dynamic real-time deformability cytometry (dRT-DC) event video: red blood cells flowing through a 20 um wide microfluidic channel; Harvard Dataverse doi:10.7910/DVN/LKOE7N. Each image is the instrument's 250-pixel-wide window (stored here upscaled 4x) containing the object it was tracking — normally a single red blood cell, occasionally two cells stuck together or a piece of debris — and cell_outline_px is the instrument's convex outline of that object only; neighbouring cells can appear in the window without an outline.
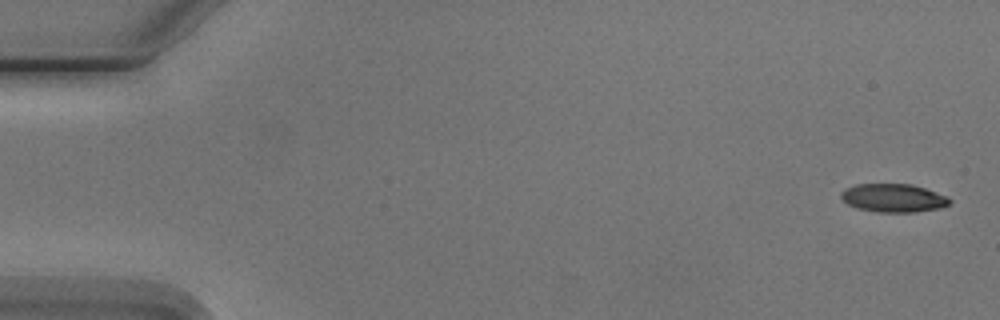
{"species": "Egyptian fruit bat (a non-hibernating species)", "species_latin": "Rousettus aegyptiacus", "temperature_condition": "cold", "stored_images_in_passage": 5, "camera_frame_rate_fps": 3000, "um_per_image_px": 0.085, "animal": {"sex": "male"}, "frame": {"image": 1, "passage_image": 1, "time_ms": 0.0, "image_size_px": [1000, 320], "cell_outline_px": [[952, 200], [948, 204], [940, 208], [916, 212], [876, 212], [856, 208], [848, 204], [840, 196], [840, 192], [844, 188], [856, 184], [912, 184], [948, 196]], "centroid_in_image_um": [75.92, 16.82], "position_along_channel_um": 9.1, "area_um2": 18.03}}
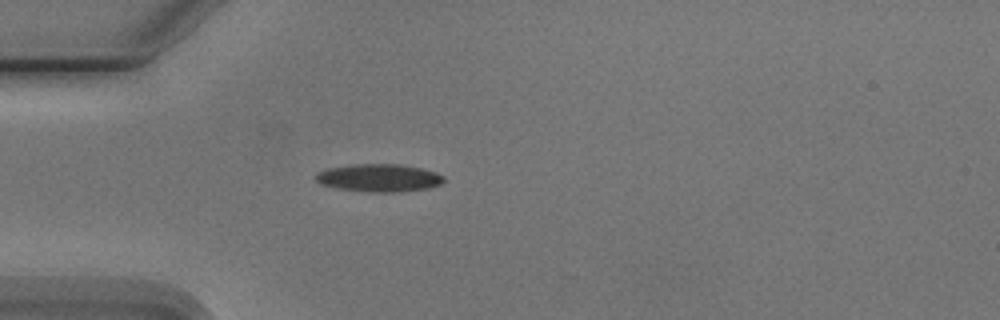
{"frame": {"image": 2, "passage_image": 5, "time_ms": 4.667, "image_size_px": [1000, 320], "cell_outline_px": [[444, 180], [440, 184], [428, 188], [392, 192], [368, 192], [336, 188], [320, 184], [316, 180], [316, 172], [328, 168], [352, 164], [400, 164], [424, 168], [436, 172], [444, 176]], "centroid_in_image_um": [32.21, 15.11], "position_along_channel_um": 52.8, "area_um2": 20.81}}